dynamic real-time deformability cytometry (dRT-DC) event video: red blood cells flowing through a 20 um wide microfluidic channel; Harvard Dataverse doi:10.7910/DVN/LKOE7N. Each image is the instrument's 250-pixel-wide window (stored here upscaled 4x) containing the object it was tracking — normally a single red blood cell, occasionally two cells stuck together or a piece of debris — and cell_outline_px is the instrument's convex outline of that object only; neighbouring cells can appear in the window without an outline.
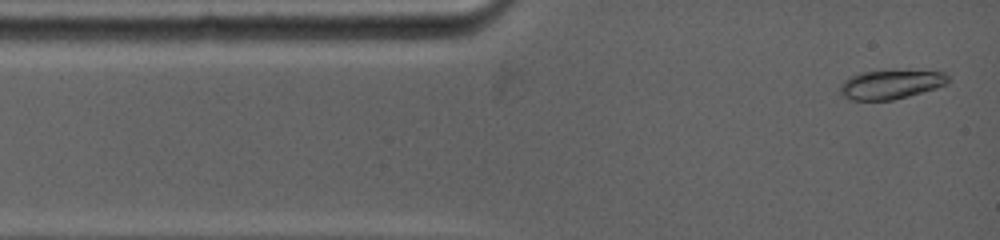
{"species": "common noctule bat (a hibernating species)", "species_latin": "Nyctalus noctula", "temperature_condition": "warm", "stored_images_in_passage": 4, "camera_frame_rate_fps": 5000, "um_per_image_px": 0.085, "animal": {"sex": "female", "body_mass_g": 19.0, "forearm_length_mm": 53.3}, "frame": {"image": 1, "passage_image": 1, "time_ms": 0.0, "image_size_px": [1000, 240], "cell_outline_px": [[948, 84], [936, 88], [908, 96], [892, 100], [848, 100], [840, 92], [840, 84], [848, 76], [860, 72], [944, 72], [948, 76]], "centroid_in_image_um": [75.66, 7.2], "position_along_channel_um": 9.3, "area_um2": 17.86}}